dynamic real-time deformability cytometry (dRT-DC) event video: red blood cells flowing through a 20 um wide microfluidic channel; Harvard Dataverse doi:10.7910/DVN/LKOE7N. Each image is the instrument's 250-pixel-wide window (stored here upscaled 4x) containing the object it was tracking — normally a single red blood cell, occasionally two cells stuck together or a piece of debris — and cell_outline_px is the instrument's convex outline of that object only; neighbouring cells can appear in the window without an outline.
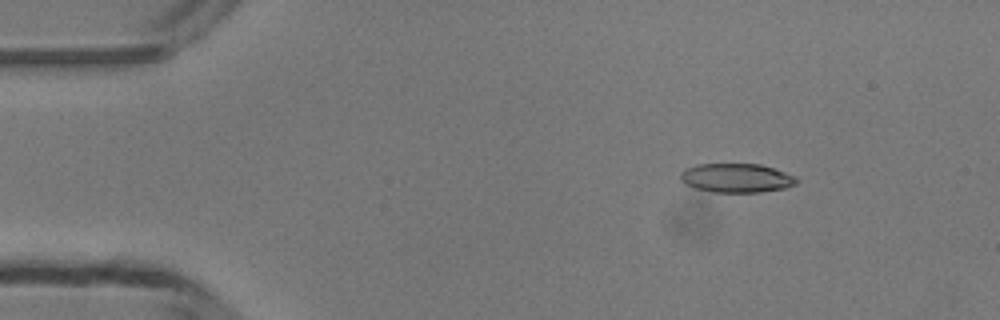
{"species": "common noctule bat (a hibernating species)", "species_latin": "Nyctalus noctula", "temperature_condition": "room temperature", "stored_images_in_passage": 10, "camera_frame_rate_fps": 3000, "um_per_image_px": 0.085, "animal": {"sex": "male", "body_mass_g": 13.3}, "frame": {"image": 1, "passage_image": 7, "time_ms": 2.0, "image_size_px": [1000, 320], "cell_outline_px": [[800, 180], [796, 184], [788, 188], [760, 192], [712, 192], [696, 188], [684, 184], [680, 180], [680, 172], [684, 168], [696, 164], [760, 164], [796, 176]], "centroid_in_image_um": [62.59, 15.13], "position_along_channel_um": 22.4, "area_um2": 19.88}}